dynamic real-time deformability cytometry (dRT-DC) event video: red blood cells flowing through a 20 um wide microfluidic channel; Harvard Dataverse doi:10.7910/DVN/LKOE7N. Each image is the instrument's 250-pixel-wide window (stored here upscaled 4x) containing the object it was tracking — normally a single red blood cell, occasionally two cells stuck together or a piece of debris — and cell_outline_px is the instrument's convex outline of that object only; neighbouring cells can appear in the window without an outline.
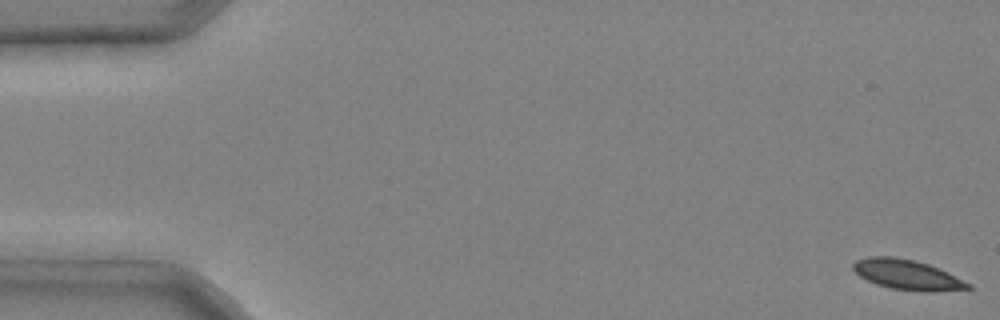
{"species": "common noctule bat (a hibernating species)", "species_latin": "Nyctalus noctula", "temperature_condition": "cold", "stored_images_in_passage": 4, "segment_of_instrument_passage": [2, 2], "camera_frame_rate_fps": 3000, "um_per_image_px": 0.085, "animal": {"sex": "male", "body_mass_g": 20.4}, "frame": {"image": 1, "passage_image": 4, "time_ms": 1.0, "image_size_px": [1000, 320], "cell_outline_px": [[972, 288], [932, 292], [924, 292], [892, 288], [876, 284], [860, 276], [852, 268], [852, 264], [856, 260], [868, 256], [892, 256], [912, 260], [928, 264], [940, 268], [972, 284]], "centroid_in_image_um": [77.13, 23.35], "position_along_channel_um": 7.9, "area_um2": 20.11}}